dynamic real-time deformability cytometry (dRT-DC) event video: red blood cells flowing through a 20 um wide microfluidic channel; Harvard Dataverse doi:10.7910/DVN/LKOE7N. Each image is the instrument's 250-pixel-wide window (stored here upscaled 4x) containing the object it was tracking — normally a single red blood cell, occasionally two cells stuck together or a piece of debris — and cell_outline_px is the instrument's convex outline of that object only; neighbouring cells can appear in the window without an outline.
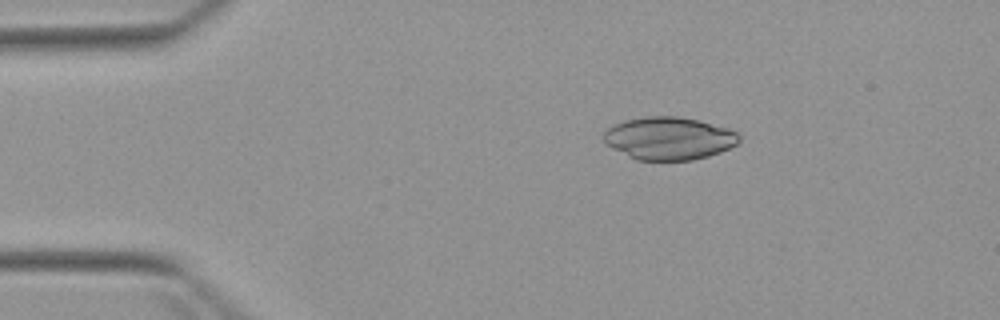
{"species": "Egyptian fruit bat (a non-hibernating species)", "species_latin": "Rousettus aegyptiacus", "temperature_condition": "warm", "stored_images_in_passage": 4, "camera_frame_rate_fps": 3000, "um_per_image_px": 0.085, "animal": {"sex": "female"}, "frame": {"image": 1, "passage_image": 2, "time_ms": 1.333, "image_size_px": [1000, 320], "cell_outline_px": [[740, 140], [736, 144], [720, 152], [708, 156], [692, 160], [636, 160], [612, 148], [604, 140], [604, 132], [608, 128], [624, 120], [644, 116], [676, 116], [700, 120], [728, 128], [736, 132], [740, 136]], "centroid_in_image_um": [56.87, 11.75], "position_along_channel_um": 28.1, "area_um2": 33.7}}